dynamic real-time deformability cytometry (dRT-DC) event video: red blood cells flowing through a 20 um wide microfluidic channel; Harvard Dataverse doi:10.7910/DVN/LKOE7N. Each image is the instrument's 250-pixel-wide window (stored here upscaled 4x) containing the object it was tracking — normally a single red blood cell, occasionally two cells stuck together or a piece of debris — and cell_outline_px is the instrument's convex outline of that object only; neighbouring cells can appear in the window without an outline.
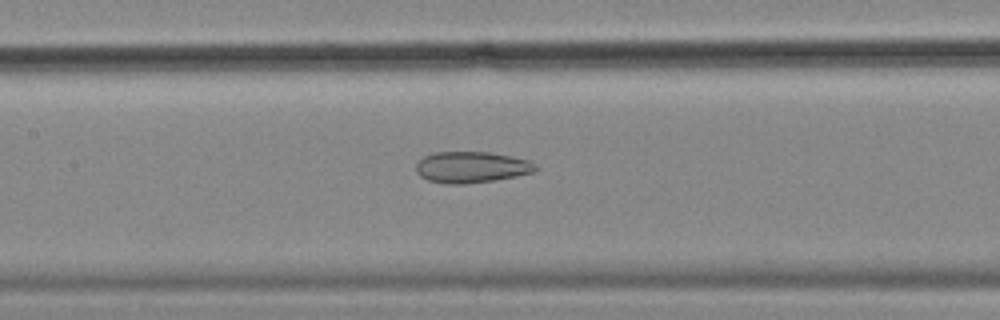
{"species": "common noctule bat (a hibernating species)", "species_latin": "Nyctalus noctula", "temperature_condition": "cold", "stored_images_in_passage": 34, "camera_frame_rate_fps": 3000, "um_per_image_px": 0.085, "animal": {"sex": "female", "body_mass_g": 18.4}, "frame": {"image": 1, "passage_image": 11, "time_ms": 3.333, "image_size_px": [1000, 320], "cell_outline_px": [[536, 168], [532, 172], [516, 176], [496, 180], [464, 184], [448, 184], [428, 180], [420, 176], [416, 172], [416, 164], [424, 156], [436, 152], [488, 152], [528, 160], [536, 164]], "centroid_in_image_um": [40.04, 14.22], "position_along_channel_um": 167.4, "area_um2": 21.56}}
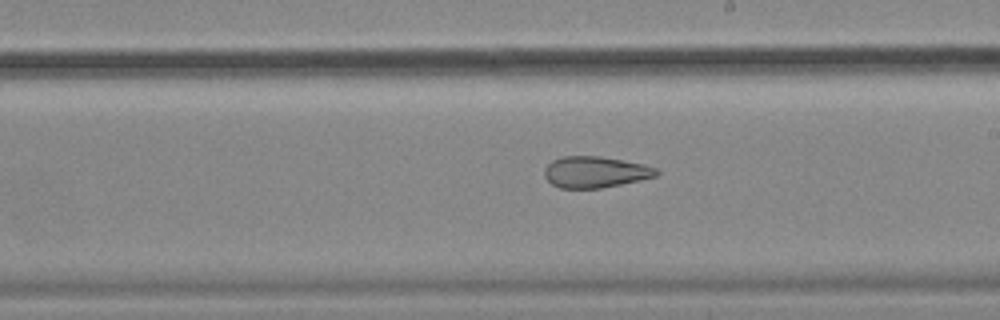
{"frame": {"image": 2, "passage_image": 17, "time_ms": 5.333, "image_size_px": [1000, 320], "cell_outline_px": [[660, 172], [656, 176], [640, 180], [600, 188], [560, 188], [552, 184], [544, 176], [544, 168], [552, 160], [564, 156], [600, 156], [644, 164], [656, 168]], "centroid_in_image_um": [50.58, 14.62], "position_along_channel_um": 238.4, "area_um2": 20.35}}
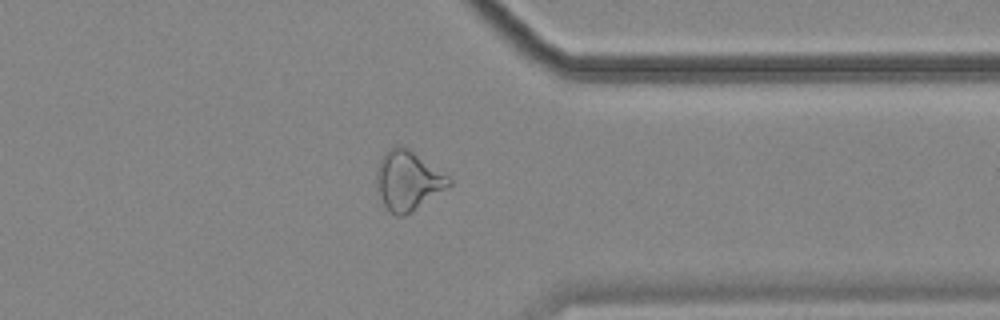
{"frame": {"image": 3, "passage_image": 29, "time_ms": 9.333, "image_size_px": [1000, 320], "cell_outline_px": [[452, 184], [404, 216], [396, 216], [384, 204], [380, 196], [376, 180], [376, 168], [384, 152], [396, 144], [404, 144], [448, 176], [452, 180]], "centroid_in_image_um": [34.65, 15.29], "position_along_channel_um": 376.7, "area_um2": 24.85}}